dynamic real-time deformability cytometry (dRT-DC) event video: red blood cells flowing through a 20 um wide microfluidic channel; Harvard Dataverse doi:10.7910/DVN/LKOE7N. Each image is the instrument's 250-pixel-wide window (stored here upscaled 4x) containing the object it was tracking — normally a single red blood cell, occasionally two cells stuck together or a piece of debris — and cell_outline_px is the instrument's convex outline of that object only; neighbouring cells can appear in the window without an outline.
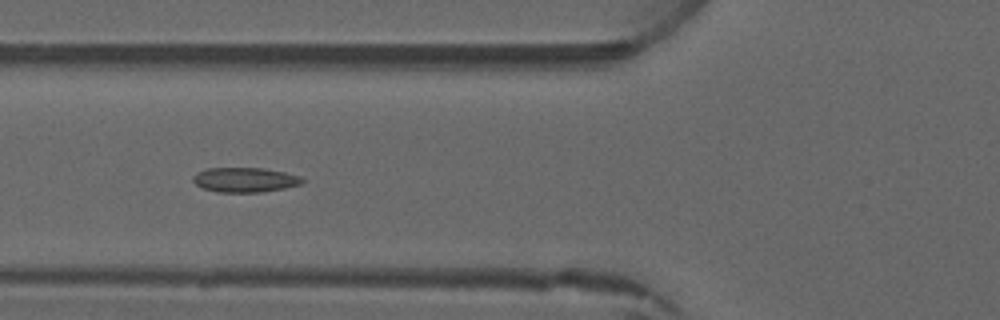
{"species": "common noctule bat (a hibernating species)", "species_latin": "Nyctalus noctula", "temperature_condition": "warm", "stored_images_in_passage": 4, "camera_frame_rate_fps": 3000, "um_per_image_px": 0.085, "animal": {"sex": "male", "forearm_length_mm": 52.5}, "frame": {"image": 1, "passage_image": 4, "time_ms": 4.333, "image_size_px": [1000, 320], "cell_outline_px": [[304, 180], [300, 184], [284, 188], [260, 192], [216, 192], [204, 188], [196, 184], [192, 180], [192, 176], [196, 172], [208, 168], [264, 168], [284, 172], [300, 176]], "centroid_in_image_um": [20.78, 15.28], "position_along_channel_um": 105.0, "area_um2": 15.66}}